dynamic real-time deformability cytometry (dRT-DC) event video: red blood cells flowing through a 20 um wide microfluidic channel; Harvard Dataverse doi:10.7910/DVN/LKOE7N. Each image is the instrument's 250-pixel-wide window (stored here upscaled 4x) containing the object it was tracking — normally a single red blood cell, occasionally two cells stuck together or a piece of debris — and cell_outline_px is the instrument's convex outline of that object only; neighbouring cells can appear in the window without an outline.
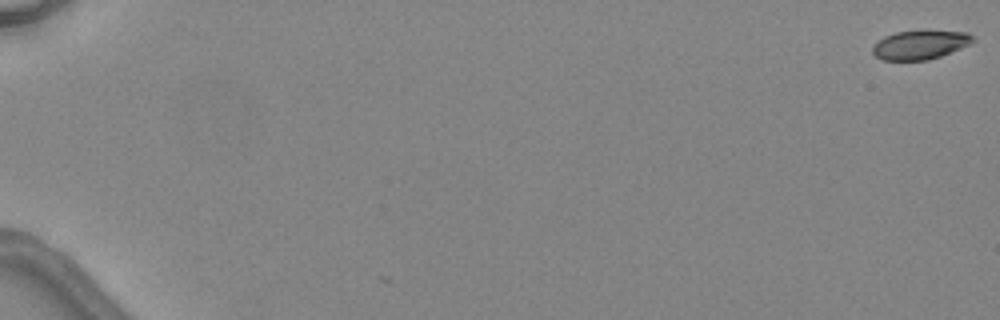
{"species": "common noctule bat (a hibernating species)", "species_latin": "Nyctalus noctula", "temperature_condition": "warm", "stored_images_in_passage": 5, "camera_frame_rate_fps": 3000, "um_per_image_px": 0.085, "animal": {"sex": "female", "body_mass_g": 24.6, "forearm_length_mm": 56.2}, "frame": {"image": 1, "passage_image": 1, "time_ms": 0.0, "image_size_px": [1000, 320], "cell_outline_px": [[976, 40], [972, 44], [940, 56], [928, 60], [880, 60], [872, 52], [872, 48], [884, 36], [896, 32], [920, 28], [928, 28], [968, 32]], "centroid_in_image_um": [78.27, 3.75], "position_along_channel_um": 6.7, "area_um2": 17.69}}
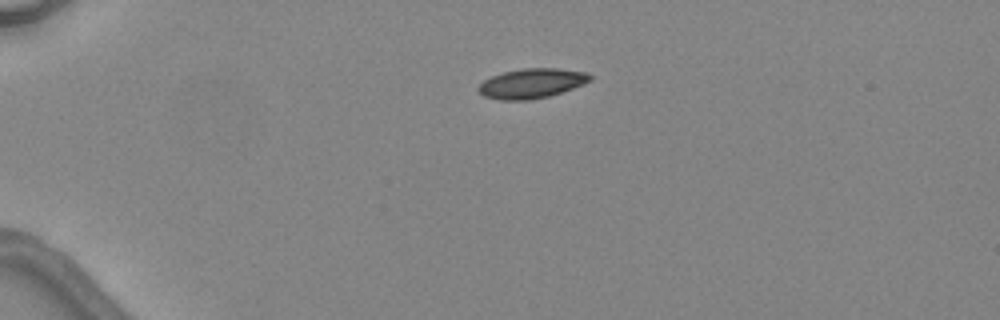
{"frame": {"image": 2, "passage_image": 4, "time_ms": 4.333, "image_size_px": [1000, 320], "cell_outline_px": [[592, 80], [572, 88], [548, 96], [528, 100], [500, 100], [484, 96], [476, 88], [484, 80], [492, 76], [504, 72], [524, 68], [556, 68], [588, 72], [592, 76]], "centroid_in_image_um": [45.19, 7.08], "position_along_channel_um": 39.8, "area_um2": 19.19}}